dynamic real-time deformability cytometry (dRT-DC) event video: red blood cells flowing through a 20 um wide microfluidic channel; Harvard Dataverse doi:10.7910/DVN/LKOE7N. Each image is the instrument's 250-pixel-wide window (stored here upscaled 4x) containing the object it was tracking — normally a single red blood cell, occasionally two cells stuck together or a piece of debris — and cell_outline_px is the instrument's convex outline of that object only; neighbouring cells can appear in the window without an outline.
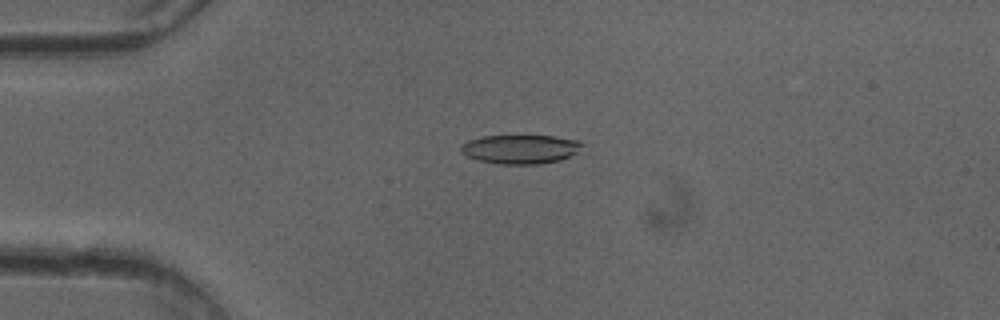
{"species": "common noctule bat (a hibernating species)", "species_latin": "Nyctalus noctula", "temperature_condition": "cold", "stored_images_in_passage": 50, "camera_frame_rate_fps": 3000, "um_per_image_px": 0.085, "animal": {"sex": "female"}, "frame": {"image": 1, "passage_image": 12, "time_ms": 3.667, "image_size_px": [1000, 320], "cell_outline_px": [[584, 144], [576, 152], [560, 160], [540, 164], [496, 164], [476, 160], [460, 152], [460, 144], [468, 140], [484, 136], [556, 136], [580, 140]], "centroid_in_image_um": [44.2, 12.68], "position_along_channel_um": 40.8, "area_um2": 20.63}}
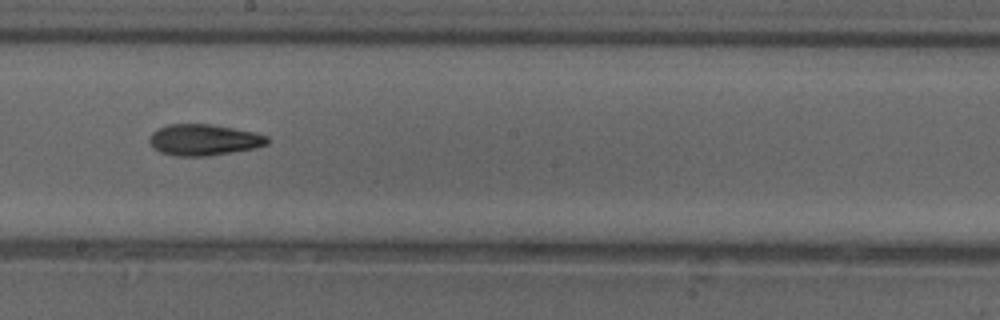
{"frame": {"image": 2, "passage_image": 28, "time_ms": 9.0, "image_size_px": [1000, 320], "cell_outline_px": [[268, 144], [256, 148], [208, 156], [176, 156], [160, 152], [152, 148], [148, 140], [152, 132], [168, 124], [212, 124], [256, 132], [268, 136]], "centroid_in_image_um": [17.33, 11.89], "position_along_channel_um": 230.9, "area_um2": 21.62}}
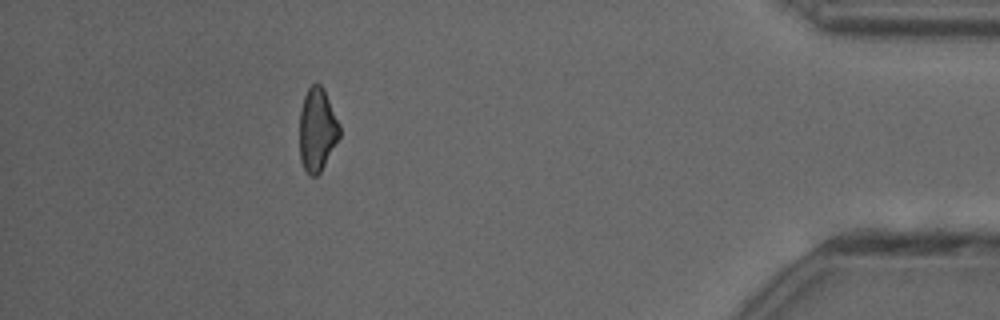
{"frame": {"image": 3, "passage_image": 45, "time_ms": 14.667, "image_size_px": [1000, 320], "cell_outline_px": [[340, 136], [320, 172], [316, 176], [308, 176], [300, 160], [300, 112], [304, 96], [308, 88], [312, 84], [320, 84], [324, 88], [340, 124]], "centroid_in_image_um": [26.96, 11.02], "position_along_channel_um": 408.2, "area_um2": 19.42}, "authors_computed_cell_mechanics": {"area_um2": 21.1259, "velocity_mm_per_s": 4.0867, "shape_relaxation_time_tau1_ms": 10.9386, "shape_relaxation_time_tau2_ms": 9.4524, "deformation_change_tau1": 0.2375, "deformation_change_tau2": 0.2181}}